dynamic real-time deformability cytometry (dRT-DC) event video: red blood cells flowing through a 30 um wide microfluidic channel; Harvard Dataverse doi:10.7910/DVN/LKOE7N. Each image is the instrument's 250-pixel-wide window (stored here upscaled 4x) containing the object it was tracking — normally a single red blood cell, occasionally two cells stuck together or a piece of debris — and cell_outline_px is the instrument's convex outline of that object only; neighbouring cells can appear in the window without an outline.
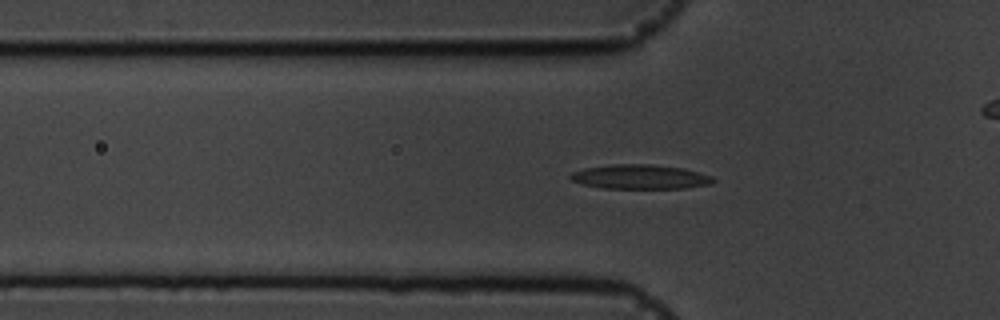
{"species": "common noctule bat (a hibernating species)", "species_latin": "Nyctalus noctula", "temperature_condition": "cold", "stored_images_in_passage": 58, "camera_frame_rate_fps": 3000, "um_per_image_px": 0.085, "animal": {"sex": "male", "body_mass_g": 19.5, "forearm_length_mm": 54.6}, "frame": {"image": 1, "passage_image": 19, "time_ms": 6.0, "image_size_px": [1000, 320], "cell_outline_px": [[716, 180], [712, 184], [684, 188], [604, 188], [580, 184], [572, 180], [568, 176], [572, 172], [584, 168], [612, 164], [652, 164], [684, 168], [712, 176]], "centroid_in_image_um": [54.41, 15.03], "position_along_channel_um": 71.4, "area_um2": 20.4}}
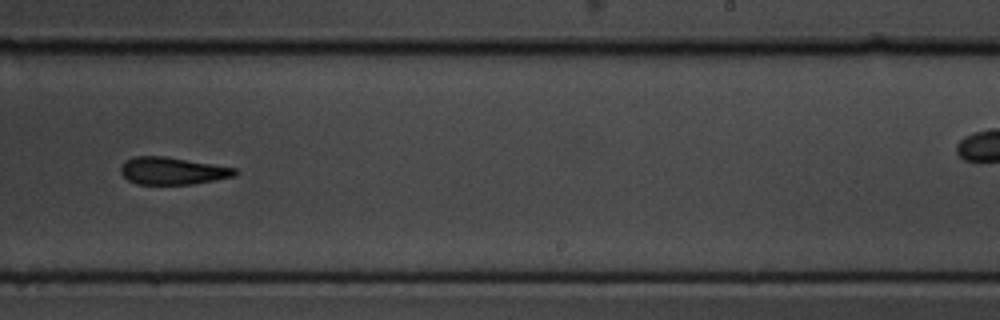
{"frame": {"image": 2, "passage_image": 36, "time_ms": 11.667, "image_size_px": [1000, 320], "cell_outline_px": [[240, 172], [236, 176], [192, 184], [136, 184], [128, 180], [120, 172], [120, 168], [132, 156], [164, 156], [236, 168]], "centroid_in_image_um": [14.68, 14.53], "position_along_channel_um": 274.3, "area_um2": 18.09}}
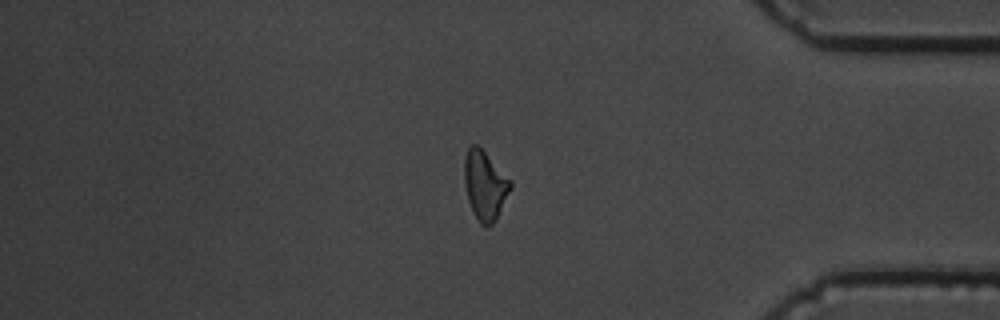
{"frame": {"image": 3, "passage_image": 48, "time_ms": 15.667, "image_size_px": [1000, 320], "cell_outline_px": [[512, 188], [496, 220], [492, 224], [484, 228], [480, 224], [472, 212], [468, 200], [464, 184], [464, 156], [468, 148], [472, 144], [476, 144], [512, 180]], "centroid_in_image_um": [41.22, 15.78], "position_along_channel_um": 394.0, "area_um2": 18.79}, "authors_computed_cell_mechanics": {"area_um2": 18.6983, "velocity_mm_per_s": 3.582, "shape_relaxation_time_tau1_ms": 3.36, "shape_relaxation_time_tau2_ms": 4.7001, "deformation_change_tau1": 0.1119, "deformation_change_tau2": 0.1496}}